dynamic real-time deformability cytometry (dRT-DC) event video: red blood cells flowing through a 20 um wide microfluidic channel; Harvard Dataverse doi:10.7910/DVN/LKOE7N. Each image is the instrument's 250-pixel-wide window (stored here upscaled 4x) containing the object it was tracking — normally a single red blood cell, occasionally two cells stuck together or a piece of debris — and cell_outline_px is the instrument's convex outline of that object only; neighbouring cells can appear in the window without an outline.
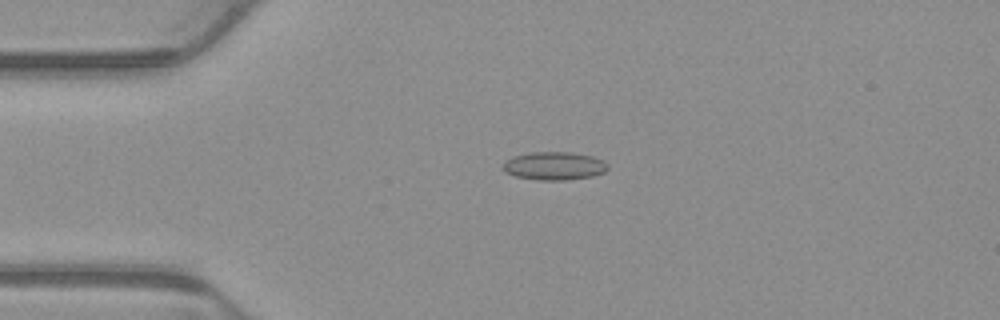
{"species": "common noctule bat (a hibernating species)", "species_latin": "Nyctalus noctula", "temperature_condition": "warm", "stored_images_in_passage": 4, "camera_frame_rate_fps": 3000, "um_per_image_px": 0.085, "animal": {"sex": "male", "body_mass_g": 23.1, "forearm_length_mm": 52.7}, "frame": {"image": 1, "passage_image": 3, "time_ms": 0.667, "image_size_px": [1000, 320], "cell_outline_px": [[608, 168], [604, 172], [592, 176], [564, 180], [536, 180], [516, 176], [504, 172], [500, 168], [504, 160], [512, 156], [532, 152], [572, 152], [592, 156], [604, 160], [608, 164]], "centroid_in_image_um": [47.06, 14.09], "position_along_channel_um": 37.9, "area_um2": 17.46}}